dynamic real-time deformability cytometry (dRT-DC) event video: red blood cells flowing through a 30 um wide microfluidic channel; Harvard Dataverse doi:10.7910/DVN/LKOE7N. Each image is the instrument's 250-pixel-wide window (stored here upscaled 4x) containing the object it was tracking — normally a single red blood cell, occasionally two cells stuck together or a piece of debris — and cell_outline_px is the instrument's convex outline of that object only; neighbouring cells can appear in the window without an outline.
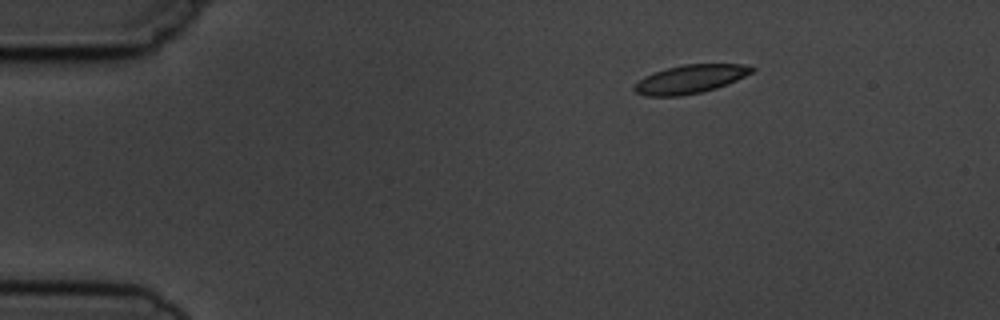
{"species": "common noctule bat (a hibernating species)", "species_latin": "Nyctalus noctula", "temperature_condition": "cold", "stored_images_in_passage": 4, "camera_frame_rate_fps": 3000, "um_per_image_px": 0.085, "animal": {"sex": "male", "body_mass_g": 19.5, "forearm_length_mm": 54.6}, "frame": {"image": 1, "passage_image": 1, "time_ms": 0.0, "image_size_px": [1000, 320], "cell_outline_px": [[756, 68], [752, 72], [728, 84], [716, 88], [700, 92], [680, 96], [644, 96], [636, 92], [632, 88], [644, 76], [668, 68], [684, 64], [744, 64]], "centroid_in_image_um": [58.67, 6.72], "position_along_channel_um": 26.3, "area_um2": 19.31}}